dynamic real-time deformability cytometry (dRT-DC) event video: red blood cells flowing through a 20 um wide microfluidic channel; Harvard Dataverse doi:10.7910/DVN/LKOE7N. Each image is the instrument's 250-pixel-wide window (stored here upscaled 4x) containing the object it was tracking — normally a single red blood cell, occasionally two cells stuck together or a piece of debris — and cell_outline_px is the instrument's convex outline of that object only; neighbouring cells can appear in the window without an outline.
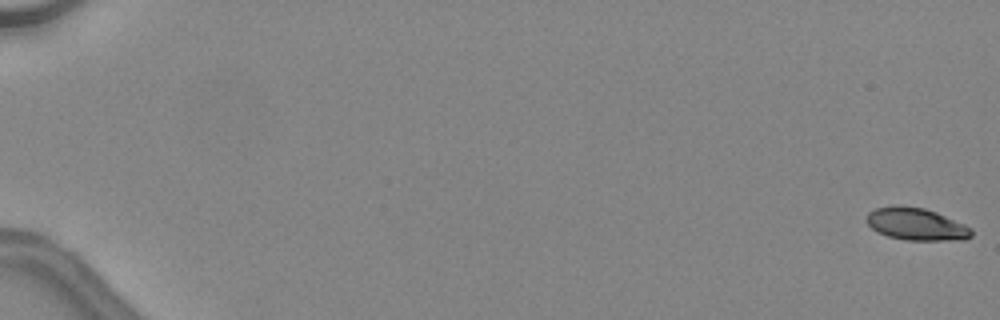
{"species": "common noctule bat (a hibernating species)", "species_latin": "Nyctalus noctula", "temperature_condition": "warm", "stored_images_in_passage": 48, "camera_frame_rate_fps": 3000, "um_per_image_px": 0.085, "animal": {"sex": "female", "body_mass_g": 24.6, "forearm_length_mm": 56.2}, "frame": {"image": 1, "passage_image": 1, "time_ms": 0.0, "image_size_px": [1000, 320], "cell_outline_px": [[972, 236], [964, 240], [904, 240], [888, 236], [876, 232], [868, 224], [868, 212], [876, 208], [892, 204], [896, 204], [924, 208], [936, 212], [964, 224], [972, 228]], "centroid_in_image_um": [77.88, 19.04], "position_along_channel_um": 7.1, "area_um2": 19.88}}
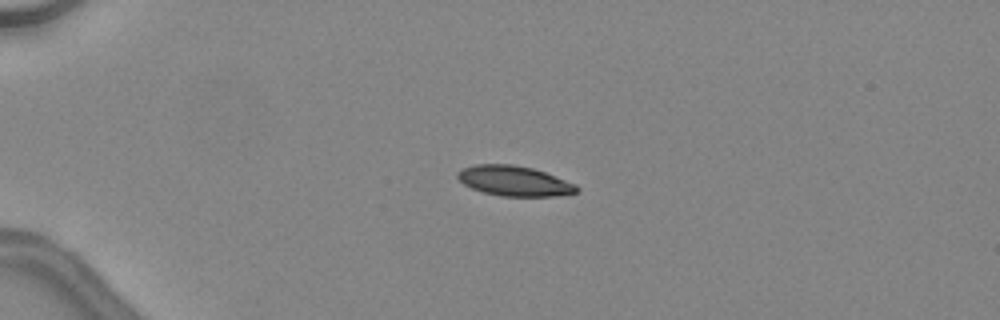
{"frame": {"image": 2, "passage_image": 14, "time_ms": 4.333, "image_size_px": [1000, 320], "cell_outline_px": [[580, 188], [576, 192], [556, 196], [500, 196], [484, 192], [472, 188], [464, 184], [456, 176], [456, 172], [464, 168], [476, 164], [512, 164], [532, 168], [544, 172], [576, 184]], "centroid_in_image_um": [43.7, 15.38], "position_along_channel_um": 41.3, "area_um2": 20.75}}
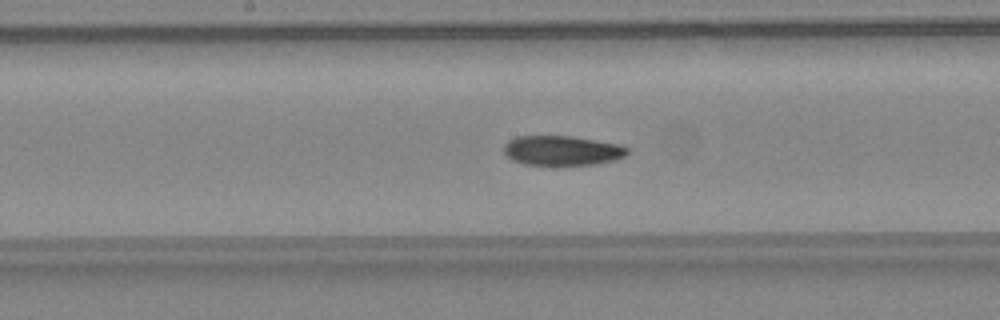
{"frame": {"image": 3, "passage_image": 28, "time_ms": 9.0, "image_size_px": [1000, 320], "cell_outline_px": [[628, 152], [624, 156], [612, 160], [596, 164], [524, 164], [512, 160], [504, 152], [504, 144], [508, 140], [516, 136], [568, 136], [616, 144], [628, 148]], "centroid_in_image_um": [47.71, 12.79], "position_along_channel_um": 200.5, "area_um2": 20.87}, "authors_computed_cell_mechanics": {"area_um2": 21.4149, "velocity_mm_per_s": 4.5581, "shape_relaxation_time_tau1_ms": 9.5435, "shape_relaxation_time_tau2_ms": 3.9375, "deformation_change_tau1": 0.2209, "deformation_change_tau2": 0.1001}}